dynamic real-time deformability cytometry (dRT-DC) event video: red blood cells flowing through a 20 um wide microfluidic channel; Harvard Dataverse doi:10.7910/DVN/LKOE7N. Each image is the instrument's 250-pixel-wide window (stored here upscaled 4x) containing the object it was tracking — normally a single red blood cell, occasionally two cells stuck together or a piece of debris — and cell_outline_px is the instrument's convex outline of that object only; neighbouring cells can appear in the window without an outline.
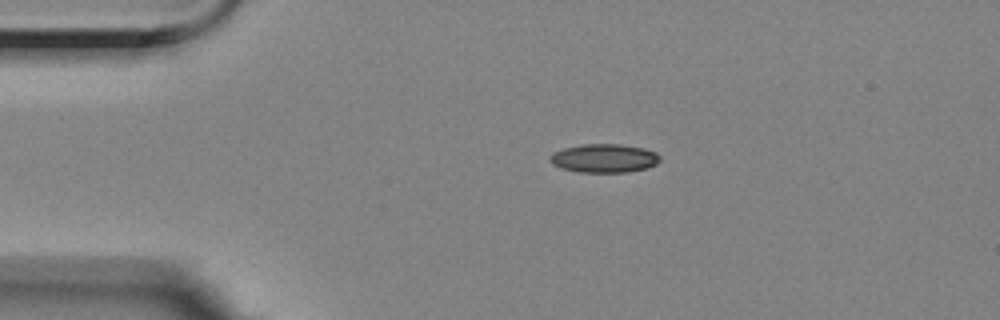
{"species": "Egyptian fruit bat (a non-hibernating species)", "species_latin": "Rousettus aegyptiacus", "temperature_condition": "room temperature", "stored_images_in_passage": 46, "camera_frame_rate_fps": 3000, "um_per_image_px": 0.085, "animal": {"sex": "female"}, "frame": {"image": 1, "passage_image": 1, "time_ms": 0.0, "image_size_px": [1000, 320], "cell_outline_px": [[660, 160], [656, 164], [648, 168], [628, 172], [580, 172], [560, 168], [552, 164], [548, 160], [548, 156], [552, 152], [564, 148], [584, 144], [616, 144], [644, 148], [656, 152], [660, 156]], "centroid_in_image_um": [51.33, 13.45], "position_along_channel_um": 33.7, "area_um2": 18.5}}
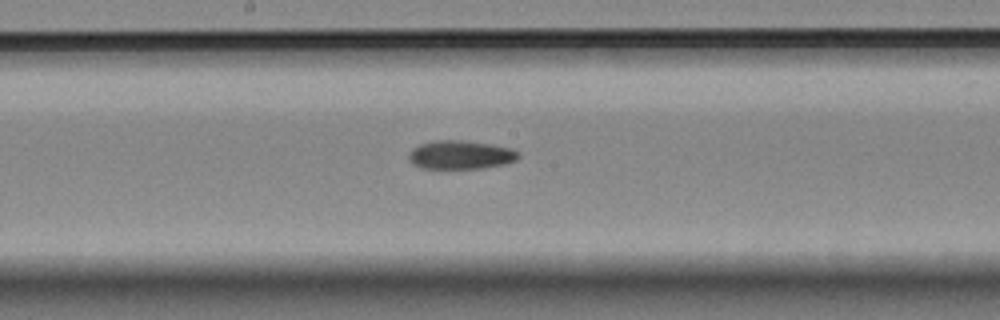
{"frame": {"image": 2, "passage_image": 19, "time_ms": 6.0, "image_size_px": [1000, 320], "cell_outline_px": [[520, 156], [516, 160], [504, 164], [480, 168], [420, 168], [412, 164], [408, 160], [408, 156], [412, 148], [420, 144], [436, 140], [464, 140], [488, 144], [508, 148], [520, 152]], "centroid_in_image_um": [39.11, 13.16], "position_along_channel_um": 209.1, "area_um2": 18.21}}
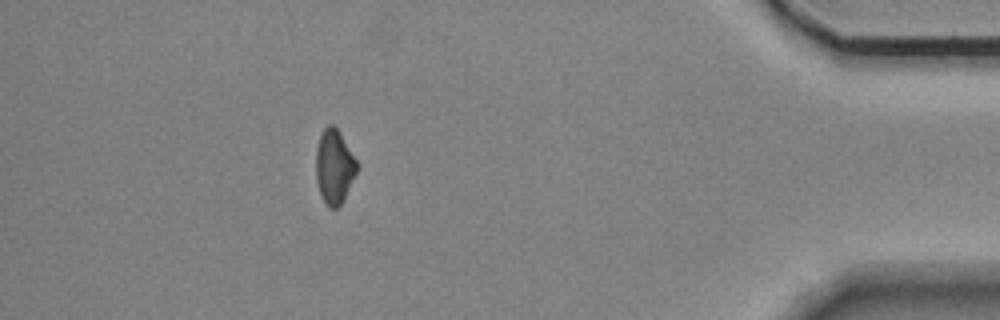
{"frame": {"image": 3, "passage_image": 40, "time_ms": 13.0, "image_size_px": [1000, 320], "cell_outline_px": [[360, 164], [344, 200], [336, 208], [328, 208], [320, 192], [316, 180], [316, 148], [320, 136], [324, 128], [328, 124], [332, 124], [340, 132]], "centroid_in_image_um": [28.43, 14.15], "position_along_channel_um": 406.8, "area_um2": 17.86}}